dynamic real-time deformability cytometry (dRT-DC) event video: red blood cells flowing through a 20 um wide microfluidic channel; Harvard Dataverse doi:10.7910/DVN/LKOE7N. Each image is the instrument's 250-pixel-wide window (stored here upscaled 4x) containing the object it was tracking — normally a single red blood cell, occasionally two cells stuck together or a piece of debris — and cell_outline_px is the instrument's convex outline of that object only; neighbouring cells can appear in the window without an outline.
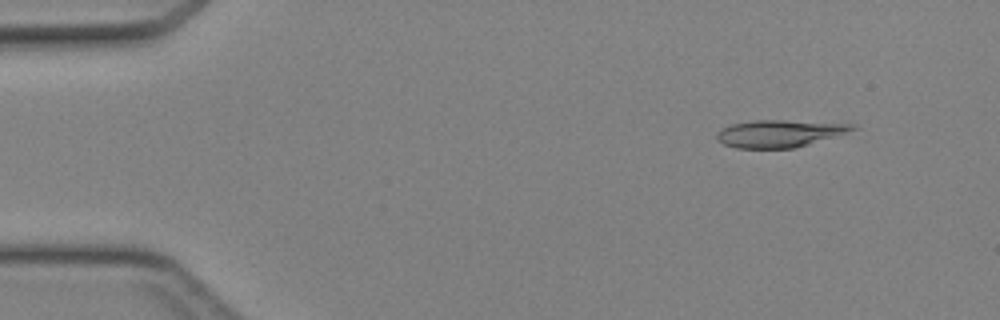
{"species": "Egyptian fruit bat (a non-hibernating species)", "species_latin": "Rousettus aegyptiacus", "temperature_condition": "cold", "stored_images_in_passage": 11, "camera_frame_rate_fps": 3000, "um_per_image_px": 0.085, "animal": {"sex": "female"}, "frame": {"image": 1, "passage_image": 5, "time_ms": 1.333, "image_size_px": [1000, 320], "cell_outline_px": [[860, 128], [796, 148], [736, 148], [724, 144], [716, 140], [716, 132], [732, 124], [752, 120], [784, 120], [852, 124]], "centroid_in_image_um": [66.23, 11.35], "position_along_channel_um": 18.8, "area_um2": 21.44}}